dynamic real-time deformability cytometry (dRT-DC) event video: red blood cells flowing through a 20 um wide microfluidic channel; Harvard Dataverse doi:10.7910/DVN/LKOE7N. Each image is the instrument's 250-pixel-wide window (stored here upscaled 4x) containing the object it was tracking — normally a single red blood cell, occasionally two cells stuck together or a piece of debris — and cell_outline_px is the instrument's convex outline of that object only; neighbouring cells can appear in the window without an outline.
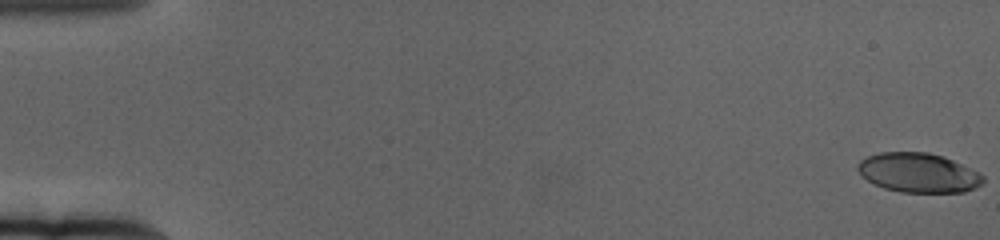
{"species": "human", "species_latin": "Homo sapiens", "temperature_condition": "cold", "stored_images_in_passage": 62, "camera_frame_rate_fps": 3000, "um_per_image_px": 0.085, "donor": {"sex": "female"}, "frame": {"image": 1, "passage_image": 1, "time_ms": 0.0, "image_size_px": [1000, 240], "cell_outline_px": [[984, 184], [976, 188], [964, 192], [900, 192], [884, 188], [860, 176], [856, 168], [856, 164], [860, 160], [868, 156], [880, 152], [928, 152], [944, 156], [980, 172], [984, 176]], "centroid_in_image_um": [78.08, 14.68], "position_along_channel_um": 6.9, "area_um2": 29.13}}
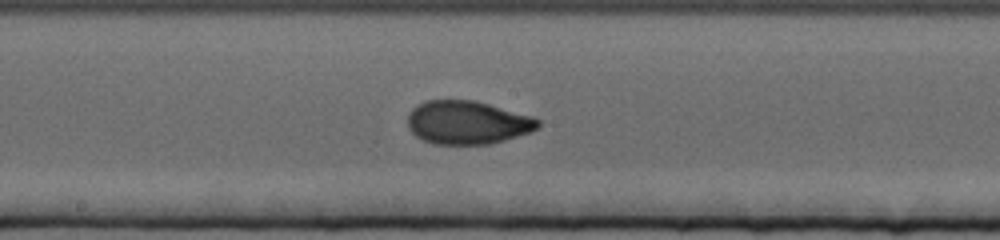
{"frame": {"image": 2, "passage_image": 34, "time_ms": 11.0, "image_size_px": [1000, 240], "cell_outline_px": [[540, 124], [532, 132], [504, 140], [488, 144], [432, 144], [416, 136], [408, 128], [408, 116], [412, 108], [416, 104], [428, 100], [472, 100], [488, 104], [532, 116], [540, 120]], "centroid_in_image_um": [39.71, 10.41], "position_along_channel_um": 208.5, "area_um2": 32.89}}
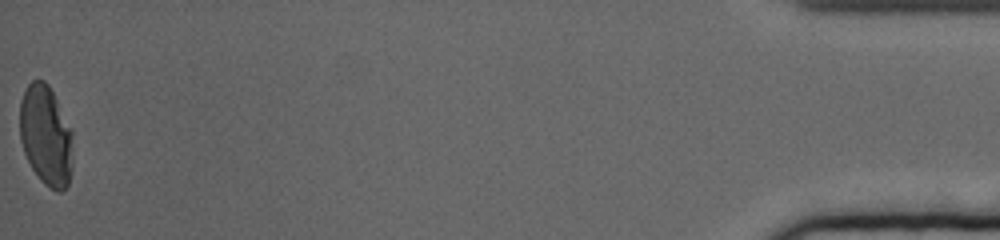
{"frame": {"image": 3, "passage_image": 62, "time_ms": 20.333, "image_size_px": [1000, 240], "cell_outline_px": [[72, 136], [68, 184], [60, 192], [56, 192], [48, 188], [40, 180], [32, 168], [24, 152], [20, 140], [20, 100], [28, 84], [32, 80], [44, 80], [48, 84], [72, 132]], "centroid_in_image_um": [3.86, 11.52], "position_along_channel_um": 431.3, "area_um2": 30.46}, "authors_computed_cell_mechanics": {"area_um2": 31.4432, "velocity_mm_per_s": 3.3585, "shape_relaxation_time_tau1_ms": 6.5834, "shape_relaxation_time_tau2_ms": 0.946, "deformation_change_tau1": 0.2133, "deformation_change_tau2": 0.0488}}